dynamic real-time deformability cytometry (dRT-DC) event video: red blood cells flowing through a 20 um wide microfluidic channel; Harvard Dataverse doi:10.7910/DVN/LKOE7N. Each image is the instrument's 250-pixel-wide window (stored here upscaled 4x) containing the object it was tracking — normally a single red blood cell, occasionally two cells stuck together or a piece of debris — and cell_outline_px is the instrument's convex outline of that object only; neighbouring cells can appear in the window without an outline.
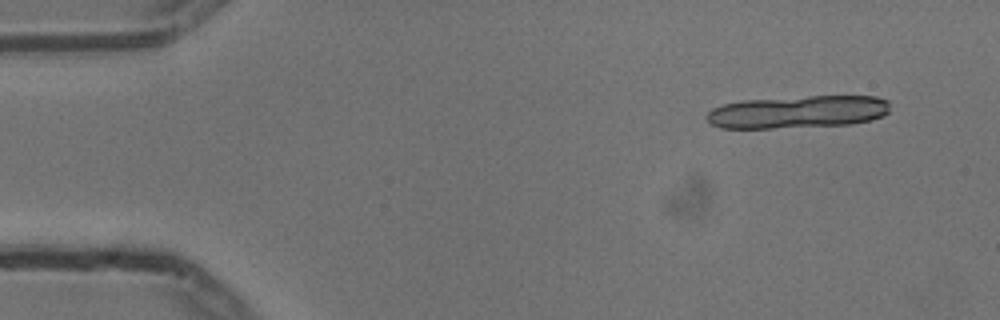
{"species": "common noctule bat (a hibernating species)", "species_latin": "Nyctalus noctula", "temperature_condition": "cold", "stored_images_in_passage": 16, "camera_frame_rate_fps": 3000, "um_per_image_px": 0.085, "animal": {"sex": "male", "body_mass_g": 13.3}, "frame": {"image": 1, "passage_image": 1, "time_ms": 0.0, "image_size_px": [1000, 320], "cell_outline_px": [[888, 112], [884, 116], [872, 120], [852, 124], [772, 128], [720, 128], [712, 124], [704, 116], [712, 108], [724, 104], [740, 100], [808, 96], [876, 96], [888, 100]], "centroid_in_image_um": [67.81, 9.51], "position_along_channel_um": 17.2, "area_um2": 35.03}}